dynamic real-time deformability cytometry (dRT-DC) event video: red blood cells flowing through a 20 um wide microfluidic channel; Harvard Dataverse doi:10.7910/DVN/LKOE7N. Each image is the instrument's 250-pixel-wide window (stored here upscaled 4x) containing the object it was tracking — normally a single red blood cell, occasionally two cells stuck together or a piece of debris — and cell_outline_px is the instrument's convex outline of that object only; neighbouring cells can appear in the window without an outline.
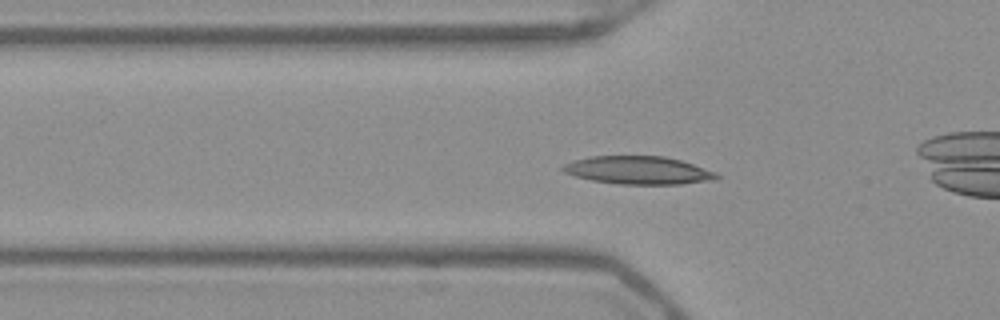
{"species": "Egyptian fruit bat (a non-hibernating species)", "species_latin": "Rousettus aegyptiacus", "temperature_condition": "warm", "stored_images_in_passage": 53, "camera_frame_rate_fps": 3000, "um_per_image_px": 0.085, "frame": {"image": 1, "passage_image": 18, "time_ms": 5.667, "image_size_px": [1000, 320], "cell_outline_px": [[720, 176], [716, 180], [680, 184], [616, 184], [592, 180], [576, 176], [564, 172], [560, 168], [564, 164], [572, 160], [588, 156], [664, 156], [680, 160], [716, 172]], "centroid_in_image_um": [54.24, 14.47], "position_along_channel_um": 71.6, "area_um2": 25.14}}
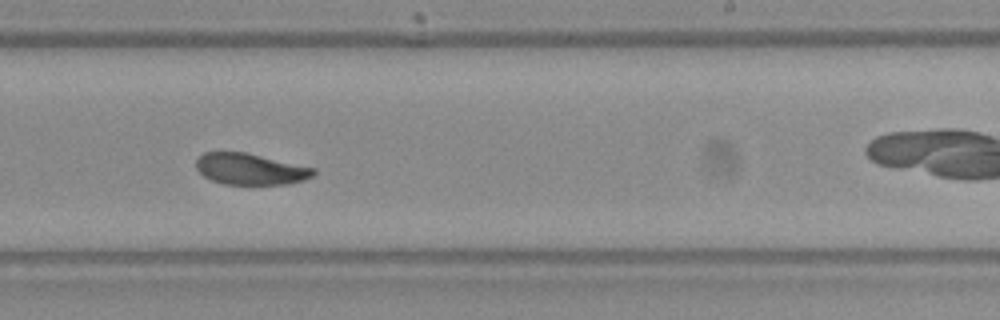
{"frame": {"image": 2, "passage_image": 33, "time_ms": 10.667, "image_size_px": [1000, 320], "cell_outline_px": [[316, 172], [312, 176], [304, 180], [288, 184], [224, 184], [212, 180], [204, 176], [196, 168], [196, 160], [204, 152], [244, 152], [316, 168]], "centroid_in_image_um": [21.29, 14.37], "position_along_channel_um": 267.7, "area_um2": 21.27}}
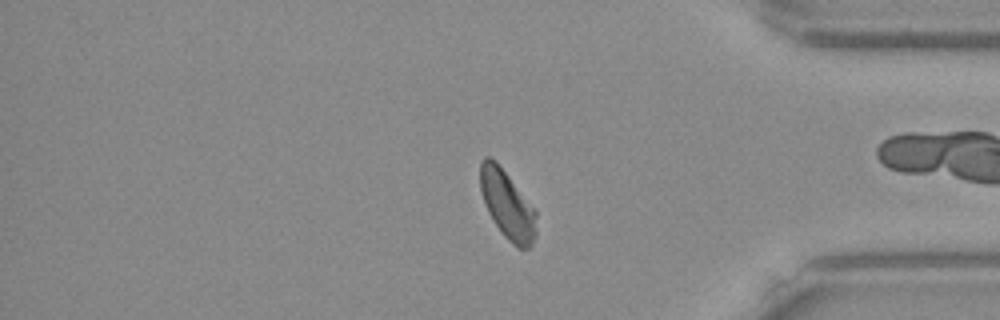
{"frame": {"image": 3, "passage_image": 44, "time_ms": 14.333, "image_size_px": [1000, 320], "cell_outline_px": [[536, 236], [532, 244], [528, 248], [516, 248], [500, 232], [488, 212], [484, 204], [480, 192], [480, 160], [484, 156], [488, 156], [496, 160], [536, 208]], "centroid_in_image_um": [43.12, 17.38], "position_along_channel_um": 392.1, "area_um2": 22.89}, "authors_computed_cell_mechanics": {"area_um2": 22.8888, "velocity_mm_per_s": 3.921, "shape_relaxation_time_tau1_ms": 4.9772, "shape_relaxation_time_tau2_ms": 2.7659, "deformation_change_tau1": 0.1487, "deformation_change_tau2": 0.0551}}